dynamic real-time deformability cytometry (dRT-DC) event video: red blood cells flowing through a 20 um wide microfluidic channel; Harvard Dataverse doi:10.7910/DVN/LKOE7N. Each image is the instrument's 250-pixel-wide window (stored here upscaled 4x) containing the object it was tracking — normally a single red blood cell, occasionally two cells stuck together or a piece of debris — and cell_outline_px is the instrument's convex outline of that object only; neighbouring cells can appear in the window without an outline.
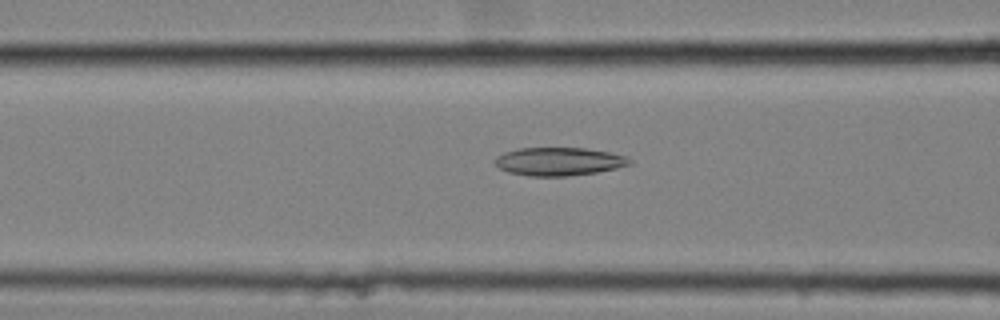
{"species": "common noctule bat (a hibernating species)", "species_latin": "Nyctalus noctula", "temperature_condition": "cold", "stored_images_in_passage": 40, "camera_frame_rate_fps": 3000, "um_per_image_px": 0.085, "animal": {"sex": "female", "body_mass_g": 25.1}, "frame": {"image": 1, "passage_image": 6, "time_ms": 1.667, "image_size_px": [1000, 320], "cell_outline_px": [[632, 164], [616, 168], [596, 172], [568, 176], [528, 176], [508, 172], [500, 168], [496, 164], [496, 156], [504, 152], [520, 148], [584, 148], [608, 152], [624, 156], [632, 160]], "centroid_in_image_um": [47.5, 13.73], "position_along_channel_um": 119.1, "area_um2": 21.96}}
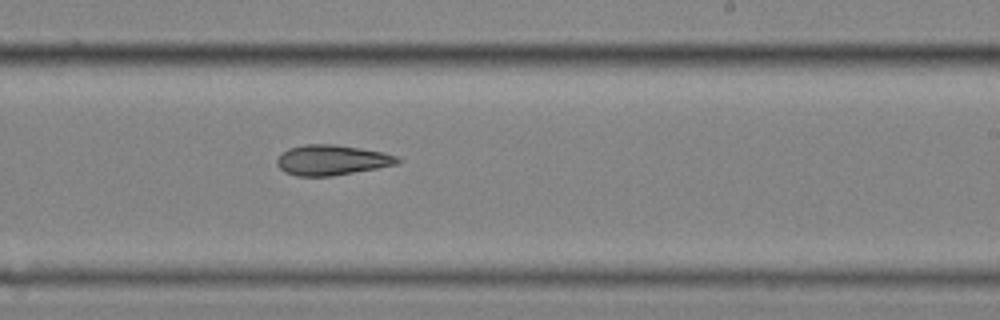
{"frame": {"image": 2, "passage_image": 18, "time_ms": 5.667, "image_size_px": [1000, 320], "cell_outline_px": [[400, 160], [396, 164], [376, 168], [332, 176], [296, 176], [284, 172], [276, 164], [276, 160], [288, 148], [304, 144], [336, 144], [384, 152], [396, 156]], "centroid_in_image_um": [28.17, 13.6], "position_along_channel_um": 260.8, "area_um2": 21.15}}
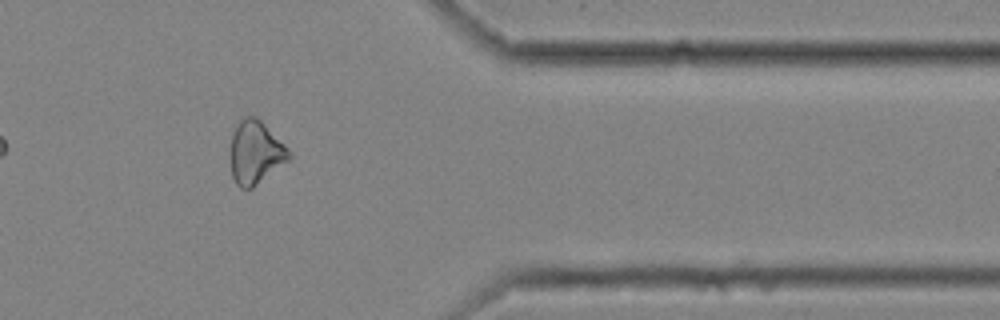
{"frame": {"image": 3, "passage_image": 30, "time_ms": 9.667, "image_size_px": [1000, 320], "cell_outline_px": [[292, 156], [288, 160], [252, 188], [240, 188], [236, 184], [232, 176], [232, 132], [240, 120], [244, 116], [256, 116], [288, 148]], "centroid_in_image_um": [21.72, 12.95], "position_along_channel_um": 389.7, "area_um2": 21.04}}